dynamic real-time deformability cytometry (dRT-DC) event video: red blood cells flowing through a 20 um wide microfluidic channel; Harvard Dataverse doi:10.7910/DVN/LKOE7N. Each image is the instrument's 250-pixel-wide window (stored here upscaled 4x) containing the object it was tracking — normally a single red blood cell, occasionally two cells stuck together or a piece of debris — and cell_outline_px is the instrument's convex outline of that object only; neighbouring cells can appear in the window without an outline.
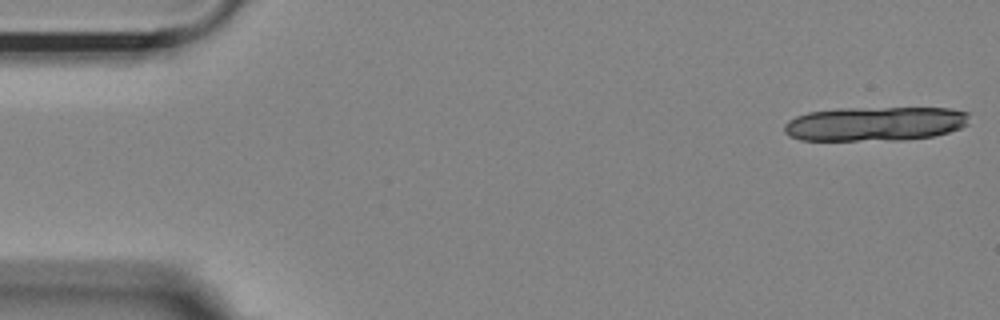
{"species": "Egyptian fruit bat (a non-hibernating species)", "species_latin": "Rousettus aegyptiacus", "temperature_condition": "room temperature", "stored_images_in_passage": 17, "camera_frame_rate_fps": 3000, "um_per_image_px": 0.085, "animal": {"sex": "female"}, "frame": {"image": 1, "passage_image": 1, "time_ms": 0.0, "image_size_px": [1000, 320], "cell_outline_px": [[968, 124], [960, 128], [948, 132], [932, 136], [904, 140], [800, 140], [788, 136], [784, 132], [784, 124], [788, 120], [796, 116], [808, 112], [836, 108], [952, 108], [968, 112]], "centroid_in_image_um": [74.36, 10.52], "position_along_channel_um": 10.6, "area_um2": 37.28}}